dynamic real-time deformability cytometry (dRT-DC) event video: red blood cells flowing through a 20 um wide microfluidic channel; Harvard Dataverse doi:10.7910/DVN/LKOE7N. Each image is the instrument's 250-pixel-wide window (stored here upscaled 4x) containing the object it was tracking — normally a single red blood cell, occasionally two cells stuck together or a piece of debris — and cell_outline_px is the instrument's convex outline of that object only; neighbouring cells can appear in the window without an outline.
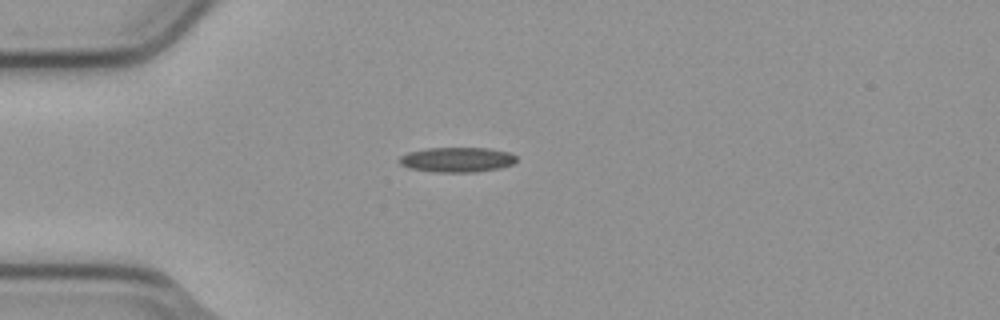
{"species": "common noctule bat (a hibernating species)", "species_latin": "Nyctalus noctula", "temperature_condition": "cold", "stored_images_in_passage": 4, "camera_frame_rate_fps": 3000, "um_per_image_px": 0.085, "animal": {"sex": "male", "body_mass_g": 23.1, "forearm_length_mm": 52.7}, "frame": {"image": 1, "passage_image": 1, "time_ms": 0.0, "image_size_px": [1000, 320], "cell_outline_px": [[516, 160], [512, 164], [500, 168], [476, 172], [432, 172], [408, 168], [400, 164], [400, 156], [408, 152], [428, 148], [488, 148], [512, 152], [516, 156]], "centroid_in_image_um": [38.86, 13.57], "position_along_channel_um": 46.1, "area_um2": 17.11}}
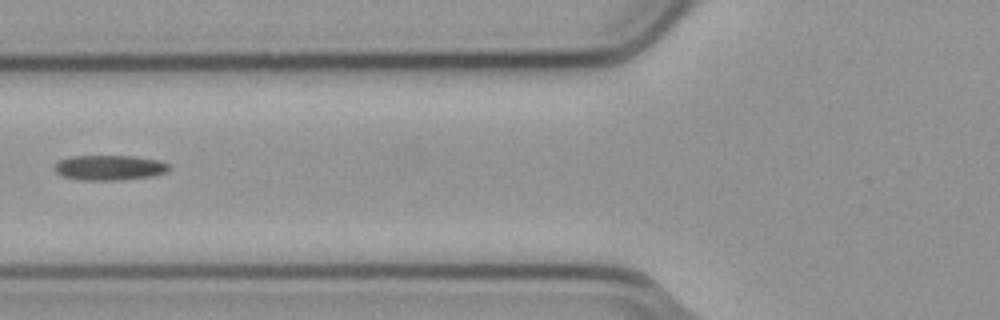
{"frame": {"image": 2, "passage_image": 3, "time_ms": 0.667, "image_size_px": [1000, 320], "cell_outline_px": [[168, 172], [152, 176], [120, 180], [80, 180], [60, 176], [56, 172], [56, 164], [60, 160], [72, 156], [132, 156], [156, 160], [168, 164]], "centroid_in_image_um": [9.28, 14.26], "position_along_channel_um": 116.5, "area_um2": 16.59}}
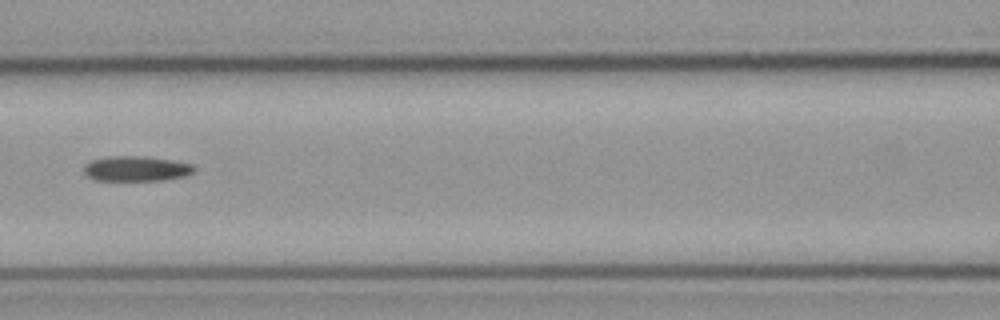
{"frame": {"image": 3, "passage_image": 4, "time_ms": 1.0, "image_size_px": [1000, 320], "cell_outline_px": [[196, 168], [192, 172], [184, 176], [164, 180], [96, 180], [88, 176], [84, 172], [84, 164], [92, 160], [108, 156], [144, 156], [172, 160], [192, 164]], "centroid_in_image_um": [11.57, 14.33], "position_along_channel_um": 155.0, "area_um2": 16.07}}